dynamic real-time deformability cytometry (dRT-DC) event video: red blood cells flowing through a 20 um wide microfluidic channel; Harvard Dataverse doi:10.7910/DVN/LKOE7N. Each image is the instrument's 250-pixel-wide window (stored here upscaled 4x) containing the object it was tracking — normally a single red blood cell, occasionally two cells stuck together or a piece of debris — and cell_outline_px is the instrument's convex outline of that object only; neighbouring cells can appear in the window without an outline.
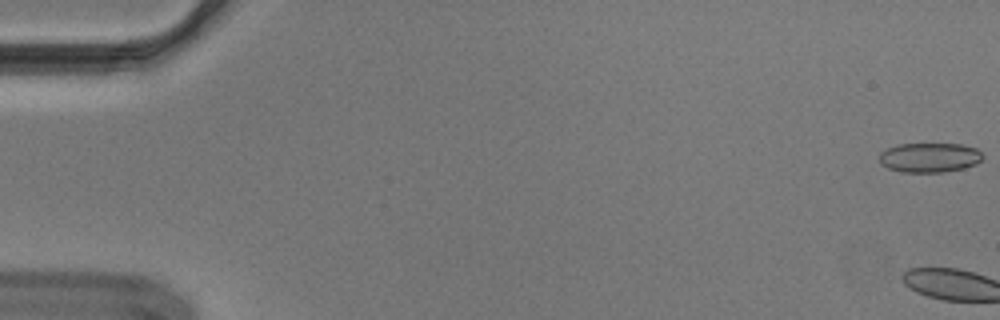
{"species": "Egyptian fruit bat (a non-hibernating species)", "species_latin": "Rousettus aegyptiacus", "temperature_condition": "cold", "stored_images_in_passage": 3, "camera_frame_rate_fps": 3000, "um_per_image_px": 0.085, "animal": {"sex": "male"}, "frame": {"image": 1, "passage_image": 1, "time_ms": 0.0, "image_size_px": [1000, 320], "cell_outline_px": [[984, 156], [976, 164], [964, 168], [944, 172], [900, 172], [888, 168], [880, 164], [880, 152], [896, 144], [964, 144], [976, 148]], "centroid_in_image_um": [79.01, 13.39], "position_along_channel_um": 6.0, "area_um2": 17.92}}